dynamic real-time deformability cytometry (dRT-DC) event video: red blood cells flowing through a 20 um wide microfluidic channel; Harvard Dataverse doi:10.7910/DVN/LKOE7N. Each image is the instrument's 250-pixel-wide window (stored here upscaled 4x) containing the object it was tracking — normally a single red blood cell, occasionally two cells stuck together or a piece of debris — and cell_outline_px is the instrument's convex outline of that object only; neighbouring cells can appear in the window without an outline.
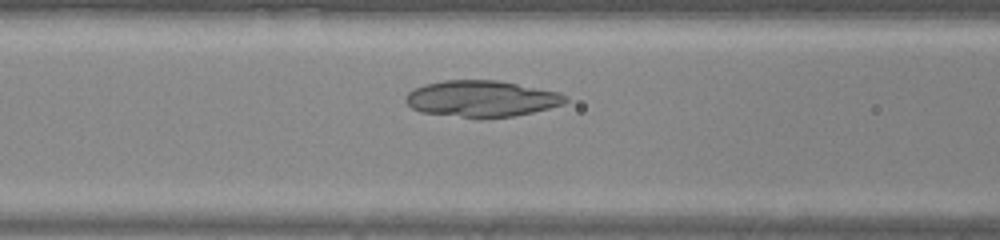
{"species": "common noctule bat (a hibernating species)", "species_latin": "Nyctalus noctula", "temperature_condition": "warm", "stored_images_in_passage": 32, "camera_frame_rate_fps": 3000, "um_per_image_px": 0.085, "animal": {"sex": "male", "body_mass_g": 20.0, "forearm_length_mm": 53.3}, "frame": {"image": 1, "passage_image": 12, "time_ms": 3.667, "image_size_px": [1000, 240], "cell_outline_px": [[568, 100], [564, 104], [532, 112], [512, 116], [480, 120], [420, 112], [412, 108], [404, 100], [404, 96], [408, 92], [424, 84], [444, 80], [496, 80], [560, 92], [568, 96]], "centroid_in_image_um": [40.91, 8.41], "position_along_channel_um": 125.7, "area_um2": 34.33}}
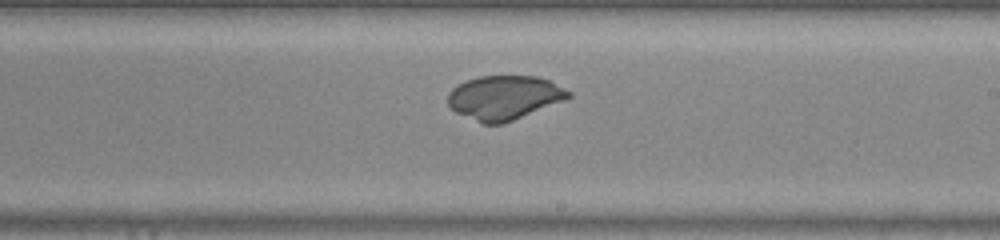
{"frame": {"image": 2, "passage_image": 20, "time_ms": 6.333, "image_size_px": [1000, 240], "cell_outline_px": [[572, 96], [564, 100], [504, 124], [484, 124], [456, 112], [448, 104], [448, 92], [452, 88], [468, 80], [480, 76], [536, 76], [548, 80], [572, 92]], "centroid_in_image_um": [42.87, 8.3], "position_along_channel_um": 246.1, "area_um2": 30.75}}
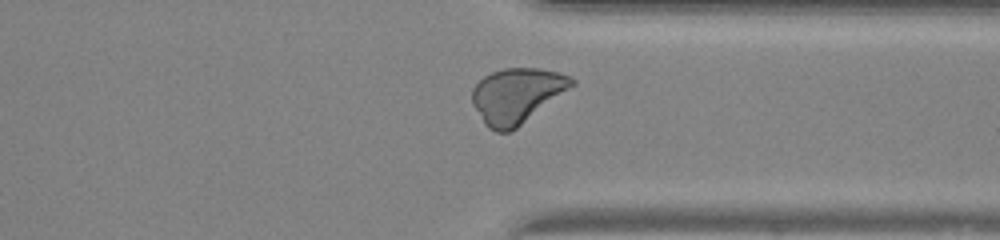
{"frame": {"image": 3, "passage_image": 28, "time_ms": 9.0, "image_size_px": [1000, 240], "cell_outline_px": [[576, 84], [516, 128], [508, 132], [496, 132], [488, 128], [484, 124], [472, 104], [472, 88], [484, 76], [492, 72], [504, 68], [540, 68], [560, 72], [572, 76], [576, 80]], "centroid_in_image_um": [43.93, 8.1], "position_along_channel_um": 367.5, "area_um2": 32.02}}